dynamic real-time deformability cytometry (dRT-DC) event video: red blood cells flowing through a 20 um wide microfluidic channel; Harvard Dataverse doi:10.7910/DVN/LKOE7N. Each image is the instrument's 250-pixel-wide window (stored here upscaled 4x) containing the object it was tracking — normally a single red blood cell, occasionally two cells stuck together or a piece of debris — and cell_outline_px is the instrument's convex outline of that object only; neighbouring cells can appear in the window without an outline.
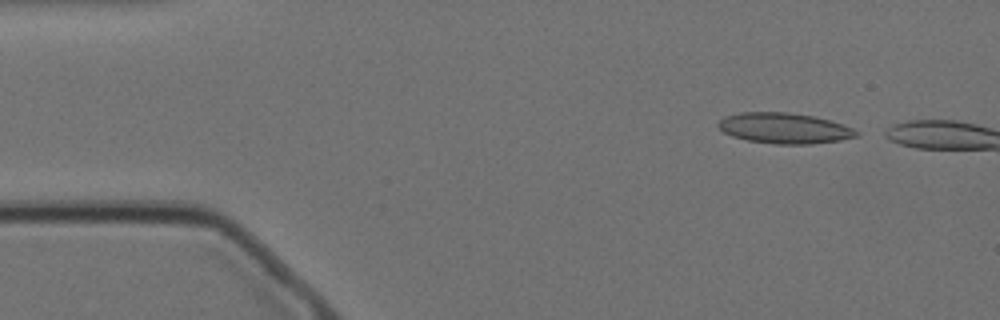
{"species": "Egyptian fruit bat (a non-hibernating species)", "species_latin": "Rousettus aegyptiacus", "temperature_condition": "cold", "stored_images_in_passage": 45, "camera_frame_rate_fps": 3000, "um_per_image_px": 0.085, "animal": {"sex": "female"}, "frame": {"image": 1, "passage_image": 2, "time_ms": 0.333, "image_size_px": [1000, 320], "cell_outline_px": [[860, 136], [840, 140], [812, 144], [776, 144], [748, 140], [732, 136], [724, 132], [716, 124], [724, 116], [740, 112], [788, 112], [812, 116], [844, 124], [860, 132]], "centroid_in_image_um": [66.68, 10.9], "position_along_channel_um": 18.3, "area_um2": 24.68}}
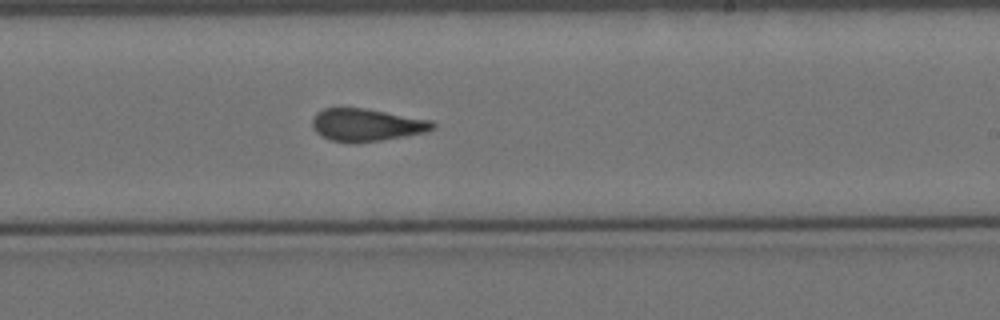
{"frame": {"image": 2, "passage_image": 29, "time_ms": 9.333, "image_size_px": [1000, 320], "cell_outline_px": [[436, 128], [424, 132], [404, 136], [380, 140], [332, 140], [320, 136], [312, 128], [312, 116], [316, 112], [324, 108], [364, 108], [432, 120], [436, 124]], "centroid_in_image_um": [31.15, 10.58], "position_along_channel_um": 257.9, "area_um2": 22.31}}
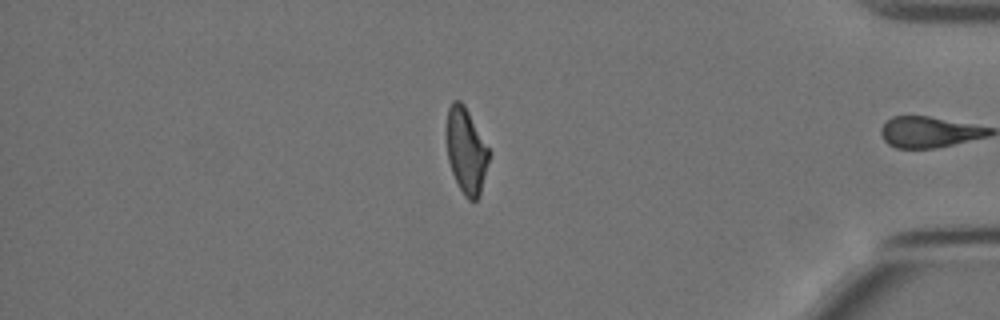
{"frame": {"image": 3, "passage_image": 44, "time_ms": 14.333, "image_size_px": [1000, 320], "cell_outline_px": [[492, 152], [480, 196], [476, 200], [468, 200], [464, 196], [452, 172], [448, 160], [444, 136], [444, 132], [448, 108], [452, 100], [460, 100], [464, 104]], "centroid_in_image_um": [39.62, 12.79], "position_along_channel_um": 395.6, "area_um2": 22.02}, "authors_computed_cell_mechanics": {"area_um2": 23.2356, "velocity_mm_per_s": 3.4991, "shape_relaxation_time_tau1_ms": null, "shape_relaxation_time_tau2_ms": 2.3341, "deformation_change_tau1": null, "deformation_change_tau2": 0.0923}}